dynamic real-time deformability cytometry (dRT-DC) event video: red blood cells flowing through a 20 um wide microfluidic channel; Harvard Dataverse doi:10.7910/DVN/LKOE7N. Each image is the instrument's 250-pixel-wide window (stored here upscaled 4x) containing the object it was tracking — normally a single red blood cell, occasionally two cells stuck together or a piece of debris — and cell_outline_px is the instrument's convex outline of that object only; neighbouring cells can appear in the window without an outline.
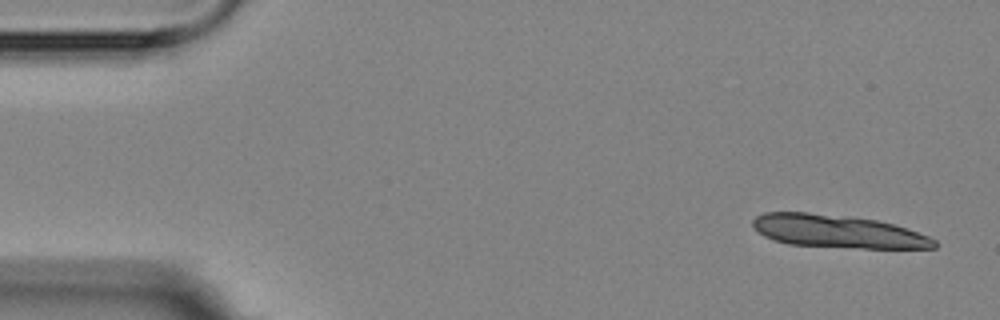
{"species": "Egyptian fruit bat (a non-hibernating species)", "species_latin": "Rousettus aegyptiacus", "temperature_condition": "room temperature", "stored_images_in_passage": 5, "camera_frame_rate_fps": 3000, "um_per_image_px": 0.085, "animal": {"sex": "female"}, "frame": {"image": 1, "passage_image": 1, "time_ms": 0.0, "image_size_px": [1000, 320], "cell_outline_px": [[940, 244], [936, 248], [864, 248], [788, 244], [764, 236], [756, 232], [752, 228], [752, 220], [756, 216], [764, 212], [808, 212], [848, 216], [876, 220], [908, 228], [928, 236], [936, 240]], "centroid_in_image_um": [71.2, 19.66], "position_along_channel_um": 13.8, "area_um2": 34.91}}
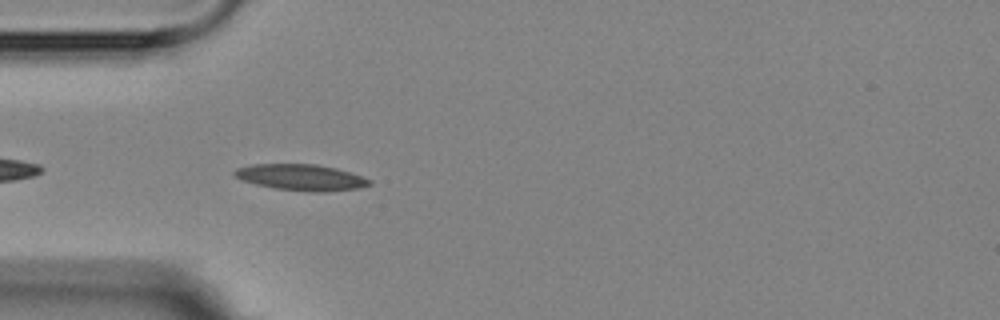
{"frame": {"image": 2, "passage_image": 5, "time_ms": 4.667, "image_size_px": [1000, 320], "cell_outline_px": [[372, 184], [360, 188], [324, 192], [316, 192], [276, 188], [256, 184], [240, 180], [232, 172], [236, 168], [252, 164], [316, 164], [336, 168], [372, 180]], "centroid_in_image_um": [25.59, 15.07], "position_along_channel_um": 59.4, "area_um2": 20.46}}